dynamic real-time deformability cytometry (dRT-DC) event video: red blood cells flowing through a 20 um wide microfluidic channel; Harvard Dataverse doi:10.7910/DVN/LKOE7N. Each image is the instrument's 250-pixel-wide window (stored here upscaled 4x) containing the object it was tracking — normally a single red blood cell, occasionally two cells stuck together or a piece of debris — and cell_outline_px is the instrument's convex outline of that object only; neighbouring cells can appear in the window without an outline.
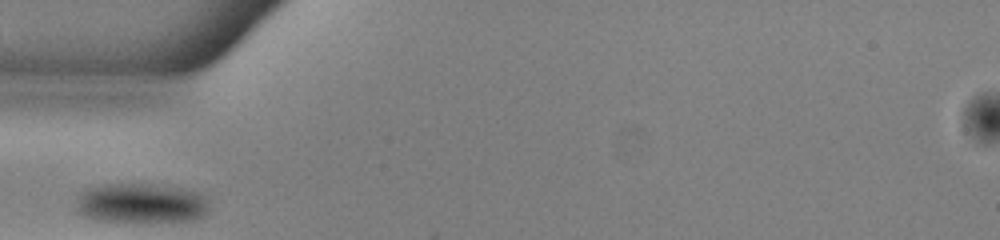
{"species": "common noctule bat (a hibernating species)", "species_latin": "Nyctalus noctula", "temperature_condition": "warm", "stored_images_in_passage": 25, "camera_frame_rate_fps": 3000, "um_per_image_px": 0.085, "animal": {"sex": "male", "body_mass_g": 13.0, "forearm_length_mm": 53.1}, "frame": {"image": 1, "passage_image": 1, "time_ms": 0.0, "image_size_px": [1000, 240], "cell_outline_px": [[208, 212], [204, 216], [192, 220], [148, 224], [124, 224], [96, 220], [84, 216], [76, 212], [76, 196], [80, 192], [88, 188], [104, 184], [152, 184], [180, 188], [200, 192], [208, 196]], "centroid_in_image_um": [11.99, 17.33], "position_along_channel_um": 73.0, "area_um2": 32.48}}
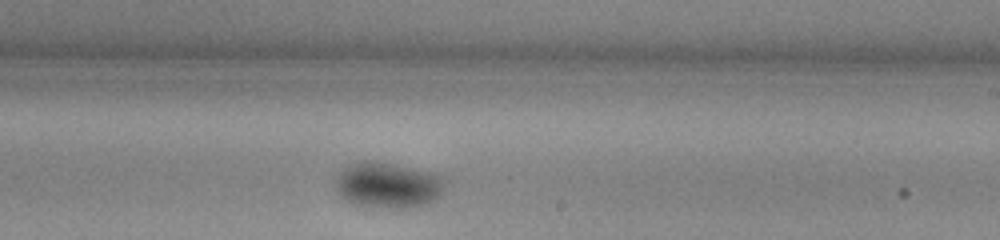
{"frame": {"image": 2, "passage_image": 15, "time_ms": 4.667, "image_size_px": [1000, 240], "cell_outline_px": [[448, 184], [444, 192], [436, 200], [412, 208], [376, 208], [352, 204], [340, 196], [332, 184], [336, 176], [348, 164], [360, 160], [380, 160], [444, 176]], "centroid_in_image_um": [32.96, 15.73], "position_along_channel_um": 256.0, "area_um2": 30.29}}
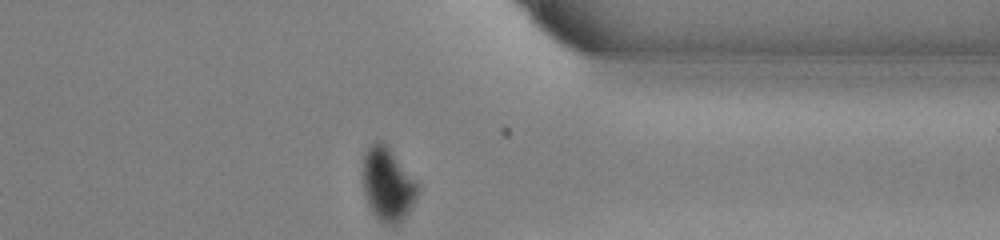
{"frame": {"image": 3, "passage_image": 25, "time_ms": 8.0, "image_size_px": [1000, 240], "cell_outline_px": [[420, 192], [412, 208], [396, 224], [384, 224], [372, 212], [364, 196], [360, 176], [364, 152], [376, 140], [380, 140], [388, 148], [420, 184]], "centroid_in_image_um": [32.93, 15.67], "position_along_channel_um": 378.5, "area_um2": 23.87}}